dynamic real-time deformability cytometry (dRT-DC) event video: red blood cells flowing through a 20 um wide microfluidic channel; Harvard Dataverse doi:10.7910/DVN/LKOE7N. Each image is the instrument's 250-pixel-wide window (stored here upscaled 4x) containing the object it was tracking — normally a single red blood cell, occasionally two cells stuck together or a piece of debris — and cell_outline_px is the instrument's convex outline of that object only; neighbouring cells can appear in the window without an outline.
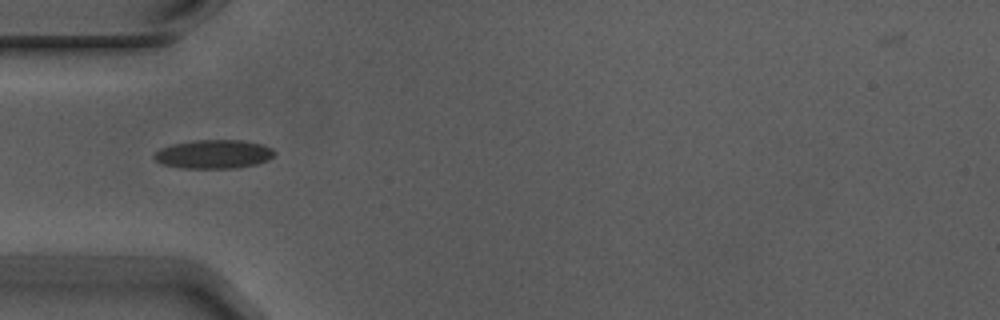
{"species": "Egyptian fruit bat (a non-hibernating species)", "species_latin": "Rousettus aegyptiacus", "temperature_condition": "warm", "stored_images_in_passage": 5, "camera_frame_rate_fps": 3000, "um_per_image_px": 0.085, "animal": {"sex": "male"}, "frame": {"image": 1, "passage_image": 1, "time_ms": 0.0, "image_size_px": [1000, 320], "cell_outline_px": [[276, 152], [268, 160], [256, 164], [236, 168], [180, 168], [164, 164], [156, 160], [152, 156], [160, 148], [172, 144], [196, 140], [240, 140], [264, 144], [272, 148]], "centroid_in_image_um": [18.18, 13.1], "position_along_channel_um": 66.8, "area_um2": 20.17}}
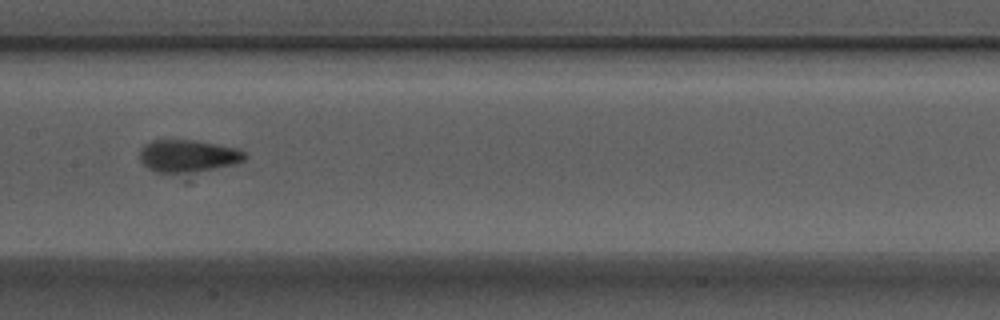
{"frame": {"image": 2, "passage_image": 4, "time_ms": 1.0, "image_size_px": [1000, 320], "cell_outline_px": [[248, 156], [244, 160], [232, 164], [212, 168], [180, 172], [156, 172], [148, 168], [140, 160], [140, 148], [152, 140], [196, 140], [240, 148]], "centroid_in_image_um": [15.98, 13.22], "position_along_channel_um": 191.4, "area_um2": 19.48}}
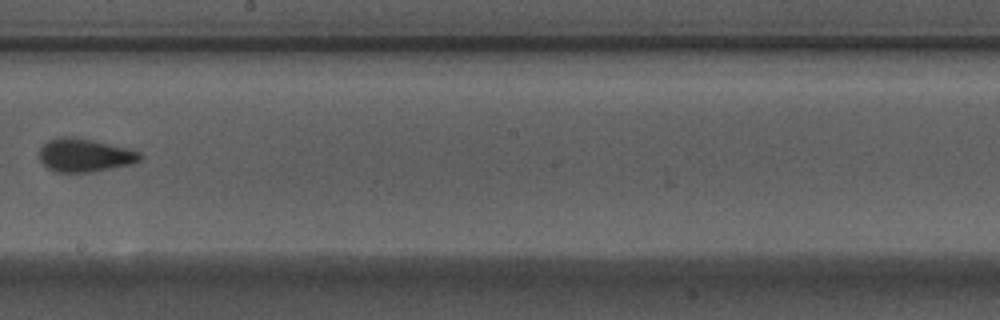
{"frame": {"image": 3, "passage_image": 5, "time_ms": 1.333, "image_size_px": [1000, 320], "cell_outline_px": [[144, 156], [140, 160], [132, 164], [92, 172], [56, 172], [48, 168], [40, 160], [40, 148], [48, 140], [60, 136], [72, 136], [132, 148], [140, 152]], "centroid_in_image_um": [7.24, 13.18], "position_along_channel_um": 241.0, "area_um2": 19.77}}